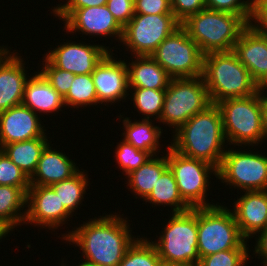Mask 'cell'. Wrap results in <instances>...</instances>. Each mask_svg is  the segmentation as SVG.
Wrapping results in <instances>:
<instances>
[{"label": "cell", "mask_w": 267, "mask_h": 266, "mask_svg": "<svg viewBox=\"0 0 267 266\" xmlns=\"http://www.w3.org/2000/svg\"><path fill=\"white\" fill-rule=\"evenodd\" d=\"M122 141V142H121ZM115 147V158L125 176L145 164L153 155L142 151L122 139Z\"/></svg>", "instance_id": "d6a6232c"}, {"label": "cell", "mask_w": 267, "mask_h": 266, "mask_svg": "<svg viewBox=\"0 0 267 266\" xmlns=\"http://www.w3.org/2000/svg\"><path fill=\"white\" fill-rule=\"evenodd\" d=\"M106 6L122 28L135 14L134 0H107Z\"/></svg>", "instance_id": "74e56055"}, {"label": "cell", "mask_w": 267, "mask_h": 266, "mask_svg": "<svg viewBox=\"0 0 267 266\" xmlns=\"http://www.w3.org/2000/svg\"><path fill=\"white\" fill-rule=\"evenodd\" d=\"M170 146L180 154L220 167L227 142L222 115L216 104L196 113L174 132Z\"/></svg>", "instance_id": "7a4b0ae2"}, {"label": "cell", "mask_w": 267, "mask_h": 266, "mask_svg": "<svg viewBox=\"0 0 267 266\" xmlns=\"http://www.w3.org/2000/svg\"><path fill=\"white\" fill-rule=\"evenodd\" d=\"M122 116L121 114L119 116V119L123 118L121 122L125 130L122 137L127 143L139 150L150 152L153 156L160 152L161 144L159 142L164 130L162 127L154 125L152 119L133 122L129 119L131 117L124 118Z\"/></svg>", "instance_id": "cb8c5ba5"}, {"label": "cell", "mask_w": 267, "mask_h": 266, "mask_svg": "<svg viewBox=\"0 0 267 266\" xmlns=\"http://www.w3.org/2000/svg\"><path fill=\"white\" fill-rule=\"evenodd\" d=\"M26 205L28 209L24 223L35 225L34 227L37 225L55 231L67 224L69 217L74 216L65 208L51 186L30 185Z\"/></svg>", "instance_id": "5bb4252c"}, {"label": "cell", "mask_w": 267, "mask_h": 266, "mask_svg": "<svg viewBox=\"0 0 267 266\" xmlns=\"http://www.w3.org/2000/svg\"><path fill=\"white\" fill-rule=\"evenodd\" d=\"M222 115L223 132L227 145L255 146L264 141L262 96L229 98L216 104ZM229 142V143H228ZM243 145V146H242Z\"/></svg>", "instance_id": "5b68a950"}, {"label": "cell", "mask_w": 267, "mask_h": 266, "mask_svg": "<svg viewBox=\"0 0 267 266\" xmlns=\"http://www.w3.org/2000/svg\"><path fill=\"white\" fill-rule=\"evenodd\" d=\"M152 156L145 164L132 171L125 178L128 180L127 186L136 199H144L153 190L160 176L169 168L167 161V150L164 156ZM138 195V197H137Z\"/></svg>", "instance_id": "d4e9b609"}, {"label": "cell", "mask_w": 267, "mask_h": 266, "mask_svg": "<svg viewBox=\"0 0 267 266\" xmlns=\"http://www.w3.org/2000/svg\"><path fill=\"white\" fill-rule=\"evenodd\" d=\"M234 203L232 212L246 241L267 229V190L245 191Z\"/></svg>", "instance_id": "d6986e66"}, {"label": "cell", "mask_w": 267, "mask_h": 266, "mask_svg": "<svg viewBox=\"0 0 267 266\" xmlns=\"http://www.w3.org/2000/svg\"><path fill=\"white\" fill-rule=\"evenodd\" d=\"M14 51L9 50L0 59V112L22 104L25 84L30 77L22 56Z\"/></svg>", "instance_id": "ac0fdd59"}, {"label": "cell", "mask_w": 267, "mask_h": 266, "mask_svg": "<svg viewBox=\"0 0 267 266\" xmlns=\"http://www.w3.org/2000/svg\"><path fill=\"white\" fill-rule=\"evenodd\" d=\"M211 105L202 76L172 78L165 90L164 104L158 122L173 128V133L196 113ZM175 127V128H174Z\"/></svg>", "instance_id": "ba28073f"}, {"label": "cell", "mask_w": 267, "mask_h": 266, "mask_svg": "<svg viewBox=\"0 0 267 266\" xmlns=\"http://www.w3.org/2000/svg\"><path fill=\"white\" fill-rule=\"evenodd\" d=\"M206 8L243 16L249 22L252 13V0H206Z\"/></svg>", "instance_id": "8d00e7d4"}, {"label": "cell", "mask_w": 267, "mask_h": 266, "mask_svg": "<svg viewBox=\"0 0 267 266\" xmlns=\"http://www.w3.org/2000/svg\"><path fill=\"white\" fill-rule=\"evenodd\" d=\"M118 213L91 218L62 234L65 242L82 251L83 266H118L137 236L132 235L127 217ZM133 236V237H132ZM76 244V245H75Z\"/></svg>", "instance_id": "6da1fadb"}, {"label": "cell", "mask_w": 267, "mask_h": 266, "mask_svg": "<svg viewBox=\"0 0 267 266\" xmlns=\"http://www.w3.org/2000/svg\"><path fill=\"white\" fill-rule=\"evenodd\" d=\"M40 116L23 104L0 112V148L9 143L47 137Z\"/></svg>", "instance_id": "e0dca14e"}, {"label": "cell", "mask_w": 267, "mask_h": 266, "mask_svg": "<svg viewBox=\"0 0 267 266\" xmlns=\"http://www.w3.org/2000/svg\"><path fill=\"white\" fill-rule=\"evenodd\" d=\"M158 240L151 241L162 262L197 265L198 253L197 208L171 213Z\"/></svg>", "instance_id": "52a82bcc"}, {"label": "cell", "mask_w": 267, "mask_h": 266, "mask_svg": "<svg viewBox=\"0 0 267 266\" xmlns=\"http://www.w3.org/2000/svg\"><path fill=\"white\" fill-rule=\"evenodd\" d=\"M258 84L267 75V35L248 25L232 50Z\"/></svg>", "instance_id": "ffe728a7"}, {"label": "cell", "mask_w": 267, "mask_h": 266, "mask_svg": "<svg viewBox=\"0 0 267 266\" xmlns=\"http://www.w3.org/2000/svg\"><path fill=\"white\" fill-rule=\"evenodd\" d=\"M252 3H267V0H252Z\"/></svg>", "instance_id": "681fc988"}, {"label": "cell", "mask_w": 267, "mask_h": 266, "mask_svg": "<svg viewBox=\"0 0 267 266\" xmlns=\"http://www.w3.org/2000/svg\"><path fill=\"white\" fill-rule=\"evenodd\" d=\"M65 107L79 108L98 105L97 94L91 74L75 75L67 95L63 98Z\"/></svg>", "instance_id": "f546056e"}, {"label": "cell", "mask_w": 267, "mask_h": 266, "mask_svg": "<svg viewBox=\"0 0 267 266\" xmlns=\"http://www.w3.org/2000/svg\"><path fill=\"white\" fill-rule=\"evenodd\" d=\"M0 185L20 187L26 194L30 179L0 149Z\"/></svg>", "instance_id": "836d02e7"}, {"label": "cell", "mask_w": 267, "mask_h": 266, "mask_svg": "<svg viewBox=\"0 0 267 266\" xmlns=\"http://www.w3.org/2000/svg\"><path fill=\"white\" fill-rule=\"evenodd\" d=\"M168 167L173 172L180 196L192 208L211 207L219 203H208L207 191L211 184L210 176L217 178V168L212 164L190 158L175 151L170 144L167 146Z\"/></svg>", "instance_id": "9c48e42d"}, {"label": "cell", "mask_w": 267, "mask_h": 266, "mask_svg": "<svg viewBox=\"0 0 267 266\" xmlns=\"http://www.w3.org/2000/svg\"><path fill=\"white\" fill-rule=\"evenodd\" d=\"M230 148H226L217 169V179L243 192L267 190V155Z\"/></svg>", "instance_id": "30bf717a"}, {"label": "cell", "mask_w": 267, "mask_h": 266, "mask_svg": "<svg viewBox=\"0 0 267 266\" xmlns=\"http://www.w3.org/2000/svg\"><path fill=\"white\" fill-rule=\"evenodd\" d=\"M22 104L36 114L59 113L65 107L63 97L39 72H34L26 81Z\"/></svg>", "instance_id": "7402d4cb"}, {"label": "cell", "mask_w": 267, "mask_h": 266, "mask_svg": "<svg viewBox=\"0 0 267 266\" xmlns=\"http://www.w3.org/2000/svg\"><path fill=\"white\" fill-rule=\"evenodd\" d=\"M26 201L27 194L20 187L0 185V222L10 231L24 224Z\"/></svg>", "instance_id": "4316f807"}, {"label": "cell", "mask_w": 267, "mask_h": 266, "mask_svg": "<svg viewBox=\"0 0 267 266\" xmlns=\"http://www.w3.org/2000/svg\"><path fill=\"white\" fill-rule=\"evenodd\" d=\"M161 266H197V265H188V264H175V263H165L162 262Z\"/></svg>", "instance_id": "7dc6e473"}, {"label": "cell", "mask_w": 267, "mask_h": 266, "mask_svg": "<svg viewBox=\"0 0 267 266\" xmlns=\"http://www.w3.org/2000/svg\"><path fill=\"white\" fill-rule=\"evenodd\" d=\"M49 143L42 151L30 185L51 186L75 175L79 168L62 150L53 149Z\"/></svg>", "instance_id": "44dd1931"}, {"label": "cell", "mask_w": 267, "mask_h": 266, "mask_svg": "<svg viewBox=\"0 0 267 266\" xmlns=\"http://www.w3.org/2000/svg\"><path fill=\"white\" fill-rule=\"evenodd\" d=\"M172 78L202 76L203 54L180 26L150 55Z\"/></svg>", "instance_id": "8fae6325"}, {"label": "cell", "mask_w": 267, "mask_h": 266, "mask_svg": "<svg viewBox=\"0 0 267 266\" xmlns=\"http://www.w3.org/2000/svg\"><path fill=\"white\" fill-rule=\"evenodd\" d=\"M206 8V0H172L171 11L175 18L184 22L189 16Z\"/></svg>", "instance_id": "f35d334b"}, {"label": "cell", "mask_w": 267, "mask_h": 266, "mask_svg": "<svg viewBox=\"0 0 267 266\" xmlns=\"http://www.w3.org/2000/svg\"><path fill=\"white\" fill-rule=\"evenodd\" d=\"M180 26L174 14H134L123 28L121 42L132 56L151 55Z\"/></svg>", "instance_id": "7c38bea8"}, {"label": "cell", "mask_w": 267, "mask_h": 266, "mask_svg": "<svg viewBox=\"0 0 267 266\" xmlns=\"http://www.w3.org/2000/svg\"><path fill=\"white\" fill-rule=\"evenodd\" d=\"M255 239L257 240L254 246L255 250H253L255 253L253 254L259 256L258 259L263 260L261 263H267V229L259 232Z\"/></svg>", "instance_id": "7bdbcfd3"}, {"label": "cell", "mask_w": 267, "mask_h": 266, "mask_svg": "<svg viewBox=\"0 0 267 266\" xmlns=\"http://www.w3.org/2000/svg\"><path fill=\"white\" fill-rule=\"evenodd\" d=\"M249 250H226L200 258L197 266H246Z\"/></svg>", "instance_id": "d590c367"}, {"label": "cell", "mask_w": 267, "mask_h": 266, "mask_svg": "<svg viewBox=\"0 0 267 266\" xmlns=\"http://www.w3.org/2000/svg\"><path fill=\"white\" fill-rule=\"evenodd\" d=\"M47 137L3 145L0 149L30 179L34 174L42 151L49 144Z\"/></svg>", "instance_id": "484cf974"}, {"label": "cell", "mask_w": 267, "mask_h": 266, "mask_svg": "<svg viewBox=\"0 0 267 266\" xmlns=\"http://www.w3.org/2000/svg\"><path fill=\"white\" fill-rule=\"evenodd\" d=\"M202 77L211 104L257 93V83L233 51L203 55Z\"/></svg>", "instance_id": "3957f363"}, {"label": "cell", "mask_w": 267, "mask_h": 266, "mask_svg": "<svg viewBox=\"0 0 267 266\" xmlns=\"http://www.w3.org/2000/svg\"><path fill=\"white\" fill-rule=\"evenodd\" d=\"M129 89V92L132 93V96L130 95L131 101L135 105L133 107L137 109V112L142 113L144 116L142 119L150 120V117H153L156 121H159L164 104L165 90L149 88Z\"/></svg>", "instance_id": "4dcf8cb0"}, {"label": "cell", "mask_w": 267, "mask_h": 266, "mask_svg": "<svg viewBox=\"0 0 267 266\" xmlns=\"http://www.w3.org/2000/svg\"><path fill=\"white\" fill-rule=\"evenodd\" d=\"M53 15L64 21V29L70 34L115 37L121 43L123 28L114 19L106 5L80 9H52Z\"/></svg>", "instance_id": "4fadbf2b"}, {"label": "cell", "mask_w": 267, "mask_h": 266, "mask_svg": "<svg viewBox=\"0 0 267 266\" xmlns=\"http://www.w3.org/2000/svg\"><path fill=\"white\" fill-rule=\"evenodd\" d=\"M60 265H62V266H68L69 264L66 265V264L64 263V261H63V262H61ZM76 266H83V265H80V264H79V265H76Z\"/></svg>", "instance_id": "f907efd6"}, {"label": "cell", "mask_w": 267, "mask_h": 266, "mask_svg": "<svg viewBox=\"0 0 267 266\" xmlns=\"http://www.w3.org/2000/svg\"><path fill=\"white\" fill-rule=\"evenodd\" d=\"M3 46H0V59L9 51L7 47Z\"/></svg>", "instance_id": "c3c4849f"}, {"label": "cell", "mask_w": 267, "mask_h": 266, "mask_svg": "<svg viewBox=\"0 0 267 266\" xmlns=\"http://www.w3.org/2000/svg\"><path fill=\"white\" fill-rule=\"evenodd\" d=\"M262 121L264 140H267V99L262 97Z\"/></svg>", "instance_id": "ee69618b"}, {"label": "cell", "mask_w": 267, "mask_h": 266, "mask_svg": "<svg viewBox=\"0 0 267 266\" xmlns=\"http://www.w3.org/2000/svg\"><path fill=\"white\" fill-rule=\"evenodd\" d=\"M155 206H169L172 213H181L191 208L180 196L173 172L168 168L157 180L153 190L144 199Z\"/></svg>", "instance_id": "83f0119b"}, {"label": "cell", "mask_w": 267, "mask_h": 266, "mask_svg": "<svg viewBox=\"0 0 267 266\" xmlns=\"http://www.w3.org/2000/svg\"><path fill=\"white\" fill-rule=\"evenodd\" d=\"M109 52L95 67L91 76L94 82L98 104L108 107L116 102L126 100L129 96V79L126 61L115 59Z\"/></svg>", "instance_id": "2e32d148"}, {"label": "cell", "mask_w": 267, "mask_h": 266, "mask_svg": "<svg viewBox=\"0 0 267 266\" xmlns=\"http://www.w3.org/2000/svg\"><path fill=\"white\" fill-rule=\"evenodd\" d=\"M248 25L249 22L243 16L207 8L181 23L203 55L232 51Z\"/></svg>", "instance_id": "277c9868"}, {"label": "cell", "mask_w": 267, "mask_h": 266, "mask_svg": "<svg viewBox=\"0 0 267 266\" xmlns=\"http://www.w3.org/2000/svg\"><path fill=\"white\" fill-rule=\"evenodd\" d=\"M200 258L226 250H248L234 213L224 205L197 208Z\"/></svg>", "instance_id": "8992f818"}, {"label": "cell", "mask_w": 267, "mask_h": 266, "mask_svg": "<svg viewBox=\"0 0 267 266\" xmlns=\"http://www.w3.org/2000/svg\"><path fill=\"white\" fill-rule=\"evenodd\" d=\"M135 14H173L169 0H134Z\"/></svg>", "instance_id": "ab89813d"}, {"label": "cell", "mask_w": 267, "mask_h": 266, "mask_svg": "<svg viewBox=\"0 0 267 266\" xmlns=\"http://www.w3.org/2000/svg\"><path fill=\"white\" fill-rule=\"evenodd\" d=\"M161 263V258L150 240L147 237H137L118 266H161Z\"/></svg>", "instance_id": "1f68e13d"}, {"label": "cell", "mask_w": 267, "mask_h": 266, "mask_svg": "<svg viewBox=\"0 0 267 266\" xmlns=\"http://www.w3.org/2000/svg\"><path fill=\"white\" fill-rule=\"evenodd\" d=\"M249 25L258 33L267 35V3H252Z\"/></svg>", "instance_id": "60d3db41"}, {"label": "cell", "mask_w": 267, "mask_h": 266, "mask_svg": "<svg viewBox=\"0 0 267 266\" xmlns=\"http://www.w3.org/2000/svg\"><path fill=\"white\" fill-rule=\"evenodd\" d=\"M8 233H11L10 230L0 222V240L2 241L3 237L6 238Z\"/></svg>", "instance_id": "bcb514c9"}, {"label": "cell", "mask_w": 267, "mask_h": 266, "mask_svg": "<svg viewBox=\"0 0 267 266\" xmlns=\"http://www.w3.org/2000/svg\"><path fill=\"white\" fill-rule=\"evenodd\" d=\"M43 60V66L41 67L42 70L40 68L39 72L46 78V80L51 84V86L64 98L71 87L75 74L55 67L45 56H43Z\"/></svg>", "instance_id": "e575fe53"}, {"label": "cell", "mask_w": 267, "mask_h": 266, "mask_svg": "<svg viewBox=\"0 0 267 266\" xmlns=\"http://www.w3.org/2000/svg\"><path fill=\"white\" fill-rule=\"evenodd\" d=\"M133 58L126 62L129 88L167 89L172 77L150 55Z\"/></svg>", "instance_id": "603a6c76"}, {"label": "cell", "mask_w": 267, "mask_h": 266, "mask_svg": "<svg viewBox=\"0 0 267 266\" xmlns=\"http://www.w3.org/2000/svg\"><path fill=\"white\" fill-rule=\"evenodd\" d=\"M67 2L62 5V3L53 9H80L87 8L91 6H102L106 5L107 0H66Z\"/></svg>", "instance_id": "b9f144b4"}, {"label": "cell", "mask_w": 267, "mask_h": 266, "mask_svg": "<svg viewBox=\"0 0 267 266\" xmlns=\"http://www.w3.org/2000/svg\"><path fill=\"white\" fill-rule=\"evenodd\" d=\"M257 92L260 96L267 99V75L257 84Z\"/></svg>", "instance_id": "f6af8a7d"}, {"label": "cell", "mask_w": 267, "mask_h": 266, "mask_svg": "<svg viewBox=\"0 0 267 266\" xmlns=\"http://www.w3.org/2000/svg\"><path fill=\"white\" fill-rule=\"evenodd\" d=\"M55 49L46 52L45 57L57 68L72 72L75 75L92 74L101 60L111 52L106 45L63 42Z\"/></svg>", "instance_id": "9a60e30c"}, {"label": "cell", "mask_w": 267, "mask_h": 266, "mask_svg": "<svg viewBox=\"0 0 267 266\" xmlns=\"http://www.w3.org/2000/svg\"><path fill=\"white\" fill-rule=\"evenodd\" d=\"M79 170L75 175L67 180L56 182L51 185L65 208L73 215L75 210L80 209V204L84 199V194L89 183L85 170Z\"/></svg>", "instance_id": "f1b7e54d"}]
</instances>
